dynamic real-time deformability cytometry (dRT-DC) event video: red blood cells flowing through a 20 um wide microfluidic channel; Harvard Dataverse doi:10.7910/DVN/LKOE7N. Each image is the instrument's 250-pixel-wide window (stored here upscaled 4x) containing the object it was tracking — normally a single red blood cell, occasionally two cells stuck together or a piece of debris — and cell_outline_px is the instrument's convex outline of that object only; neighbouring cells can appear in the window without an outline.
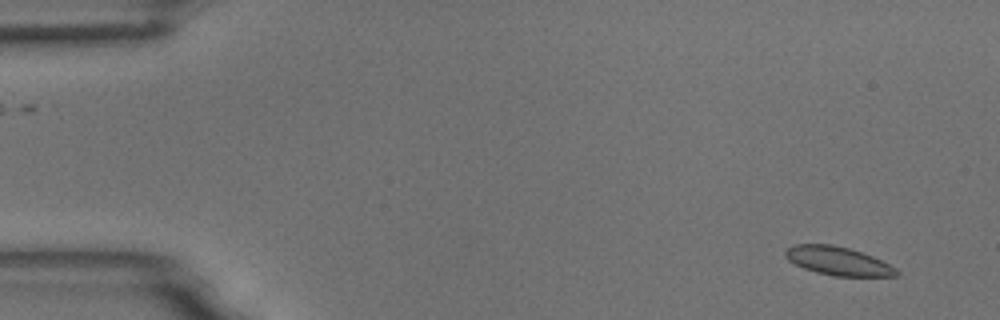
{"species": "common noctule bat (a hibernating species)", "species_latin": "Nyctalus noctula", "temperature_condition": "room temperature", "stored_images_in_passage": 2, "camera_frame_rate_fps": 3000, "um_per_image_px": 0.085, "animal": {"sex": "male", "body_mass_g": 18.8}, "frame": {"image": 1, "passage_image": 2, "time_ms": 0.333, "image_size_px": [1000, 320], "cell_outline_px": [[900, 276], [832, 276], [816, 272], [804, 268], [788, 260], [784, 256], [784, 252], [792, 244], [832, 244], [848, 248], [872, 256], [896, 268], [900, 272]], "centroid_in_image_um": [71.22, 22.18], "position_along_channel_um": 13.8, "area_um2": 18.44}}